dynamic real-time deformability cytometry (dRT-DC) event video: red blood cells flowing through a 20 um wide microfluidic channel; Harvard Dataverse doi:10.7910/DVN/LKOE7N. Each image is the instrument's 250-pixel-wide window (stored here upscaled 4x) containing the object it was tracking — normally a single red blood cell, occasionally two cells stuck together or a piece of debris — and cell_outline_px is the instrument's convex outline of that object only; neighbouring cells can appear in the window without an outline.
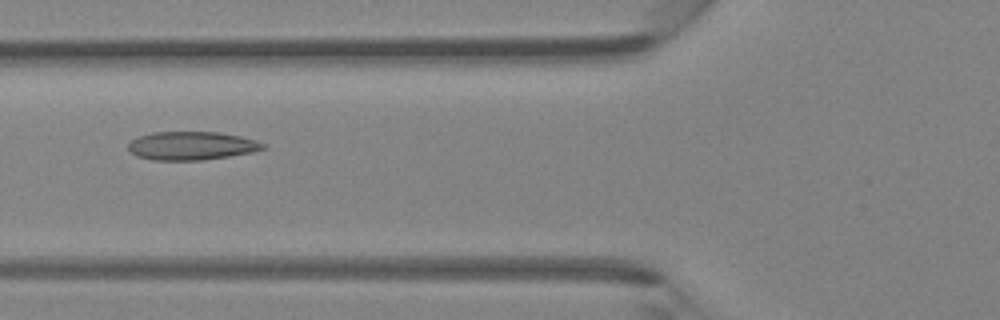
{"species": "Egyptian fruit bat (a non-hibernating species)", "species_latin": "Rousettus aegyptiacus", "temperature_condition": "room temperature", "stored_images_in_passage": 46, "camera_frame_rate_fps": 3000, "um_per_image_px": 0.085, "animal": {"sex": "female"}, "frame": {"image": 1, "passage_image": 18, "time_ms": 5.667, "image_size_px": [1000, 320], "cell_outline_px": [[264, 148], [252, 152], [204, 160], [152, 160], [136, 156], [128, 148], [128, 144], [132, 140], [140, 136], [152, 132], [216, 132], [240, 136], [256, 140], [264, 144]], "centroid_in_image_um": [16.26, 12.39], "position_along_channel_um": 109.5, "area_um2": 22.14}}
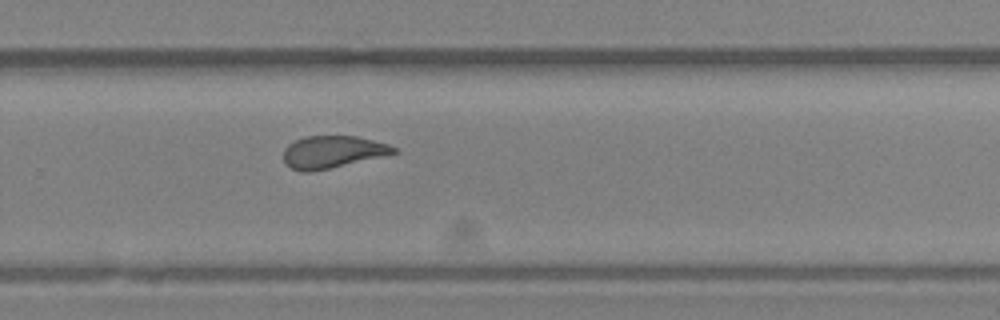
{"frame": {"image": 2, "passage_image": 31, "time_ms": 10.0, "image_size_px": [1000, 320], "cell_outline_px": [[396, 152], [380, 156], [312, 172], [300, 172], [284, 164], [284, 148], [288, 144], [304, 136], [356, 136], [388, 144], [396, 148]], "centroid_in_image_um": [28.18, 12.91], "position_along_channel_um": 301.6, "area_um2": 20.4}}
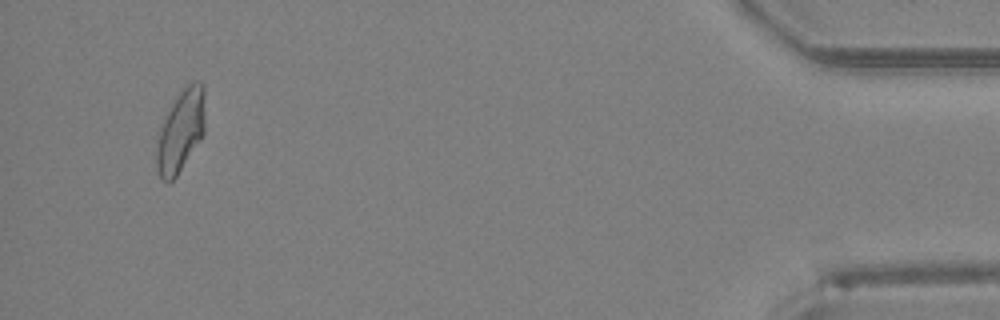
{"frame": {"image": 3, "passage_image": 44, "time_ms": 14.333, "image_size_px": [1000, 320], "cell_outline_px": [[204, 132], [200, 140], [176, 176], [168, 184], [160, 176], [156, 168], [156, 152], [160, 132], [164, 120], [176, 96], [192, 80], [200, 80], [204, 84]], "centroid_in_image_um": [15.38, 11.1], "position_along_channel_um": 419.8, "area_um2": 22.83}}